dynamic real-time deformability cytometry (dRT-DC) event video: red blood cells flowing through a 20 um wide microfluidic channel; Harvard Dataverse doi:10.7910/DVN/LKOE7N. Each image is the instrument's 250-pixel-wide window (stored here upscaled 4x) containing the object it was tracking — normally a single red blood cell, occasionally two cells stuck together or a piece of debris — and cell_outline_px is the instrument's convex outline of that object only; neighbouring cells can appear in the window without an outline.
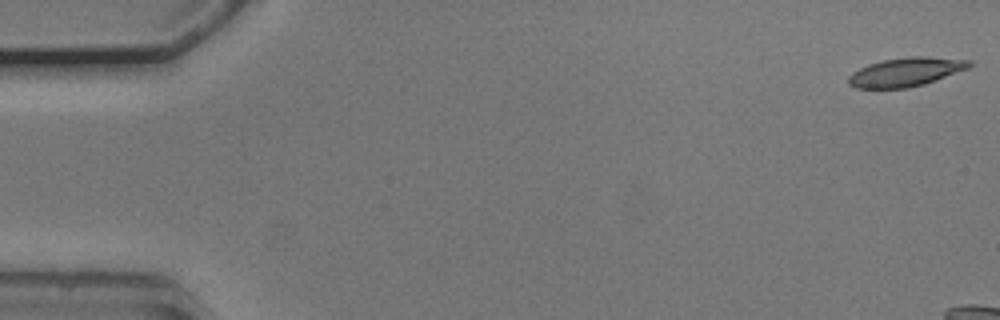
{"species": "common noctule bat (a hibernating species)", "species_latin": "Nyctalus noctula", "temperature_condition": "cold", "stored_images_in_passage": 9, "camera_frame_rate_fps": 3000, "um_per_image_px": 0.085, "animal": {"sex": "male", "body_mass_g": 20.5, "forearm_length_mm": 52.5}, "frame": {"image": 1, "passage_image": 1, "time_ms": 0.0, "image_size_px": [1000, 320], "cell_outline_px": [[972, 64], [968, 68], [924, 84], [908, 88], [856, 88], [848, 84], [848, 76], [852, 72], [868, 64], [884, 60], [908, 56], [924, 56], [972, 60]], "centroid_in_image_um": [76.98, 6.11], "position_along_channel_um": 8.0, "area_um2": 20.23}}